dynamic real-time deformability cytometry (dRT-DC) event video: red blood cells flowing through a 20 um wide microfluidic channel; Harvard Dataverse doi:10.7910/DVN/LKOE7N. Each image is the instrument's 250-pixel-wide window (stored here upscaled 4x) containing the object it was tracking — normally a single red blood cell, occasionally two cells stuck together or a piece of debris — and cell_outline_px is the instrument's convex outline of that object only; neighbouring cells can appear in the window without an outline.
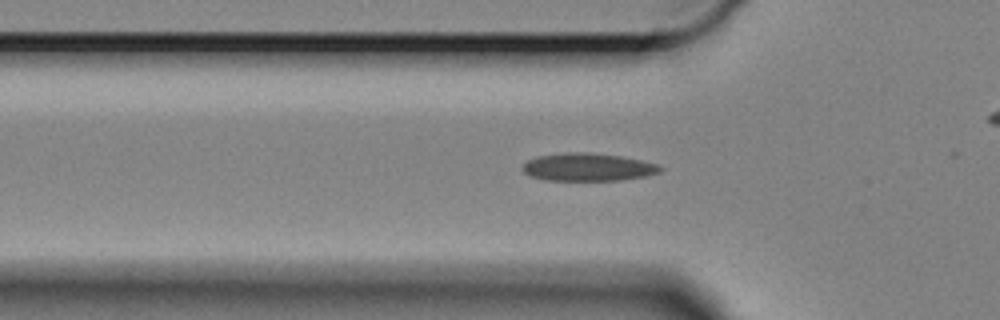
{"species": "Egyptian fruit bat (a non-hibernating species)", "species_latin": "Rousettus aegyptiacus", "temperature_condition": "cold", "stored_images_in_passage": 59, "camera_frame_rate_fps": 3000, "um_per_image_px": 0.085, "animal": {"sex": "female"}, "frame": {"image": 1, "passage_image": 17, "time_ms": 5.333, "image_size_px": [1000, 320], "cell_outline_px": [[664, 168], [660, 172], [644, 176], [620, 180], [544, 180], [528, 176], [520, 168], [528, 160], [536, 156], [564, 152], [588, 152], [620, 156], [640, 160], [656, 164]], "centroid_in_image_um": [49.91, 14.2], "position_along_channel_um": 75.9, "area_um2": 22.37}}
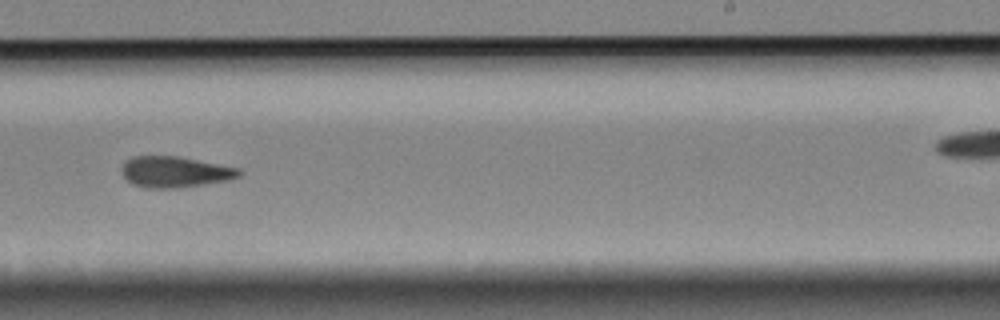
{"frame": {"image": 2, "passage_image": 35, "time_ms": 11.333, "image_size_px": [1000, 320], "cell_outline_px": [[244, 172], [240, 176], [228, 180], [204, 184], [176, 188], [144, 188], [132, 184], [124, 176], [120, 168], [132, 156], [180, 156], [240, 168]], "centroid_in_image_um": [14.9, 14.61], "position_along_channel_um": 274.1, "area_um2": 21.33}}
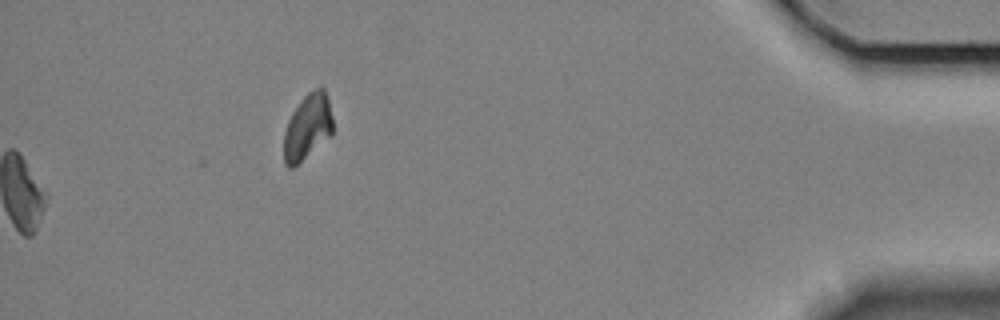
{"frame": {"image": 3, "passage_image": 59, "time_ms": 19.333, "image_size_px": [1000, 320], "cell_outline_px": [[332, 136], [292, 168], [288, 168], [284, 164], [284, 132], [288, 120], [292, 112], [300, 100], [308, 92], [320, 84], [324, 88], [328, 96], [332, 116]], "centroid_in_image_um": [26.15, 10.75], "position_along_channel_um": 409.0, "area_um2": 19.07}, "authors_computed_cell_mechanics": {"area_um2": 21.3282, "velocity_mm_per_s": 3.2926, "shape_relaxation_time_tau1_ms": null, "shape_relaxation_time_tau2_ms": 10.3827, "deformation_change_tau1": null, "deformation_change_tau2": 0.149}}